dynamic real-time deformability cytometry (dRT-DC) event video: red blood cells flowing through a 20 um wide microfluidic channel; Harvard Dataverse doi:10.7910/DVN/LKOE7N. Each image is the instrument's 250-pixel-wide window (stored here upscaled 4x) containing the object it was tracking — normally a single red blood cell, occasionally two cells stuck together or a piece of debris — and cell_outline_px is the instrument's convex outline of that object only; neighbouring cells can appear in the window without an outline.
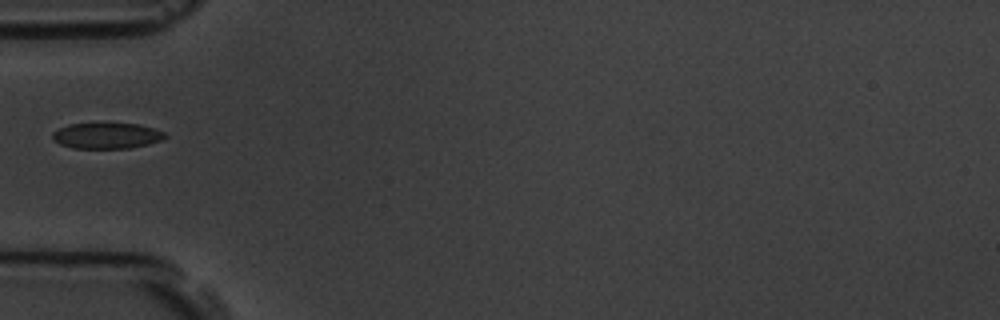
{"species": "common noctule bat (a hibernating species)", "species_latin": "Nyctalus noctula", "temperature_condition": "room temperature", "stored_images_in_passage": 2, "camera_frame_rate_fps": 3000, "um_per_image_px": 0.085, "animal": {"sex": "male", "body_mass_g": 19.5, "forearm_length_mm": 54.6}, "frame": {"image": 1, "passage_image": 2, "time_ms": 1.333, "image_size_px": [1000, 320], "cell_outline_px": [[168, 136], [160, 140], [148, 144], [132, 148], [72, 148], [60, 144], [52, 140], [52, 132], [68, 124], [136, 124], [152, 128], [164, 132]], "centroid_in_image_um": [9.04, 11.55], "position_along_channel_um": 76.0, "area_um2": 16.76}}